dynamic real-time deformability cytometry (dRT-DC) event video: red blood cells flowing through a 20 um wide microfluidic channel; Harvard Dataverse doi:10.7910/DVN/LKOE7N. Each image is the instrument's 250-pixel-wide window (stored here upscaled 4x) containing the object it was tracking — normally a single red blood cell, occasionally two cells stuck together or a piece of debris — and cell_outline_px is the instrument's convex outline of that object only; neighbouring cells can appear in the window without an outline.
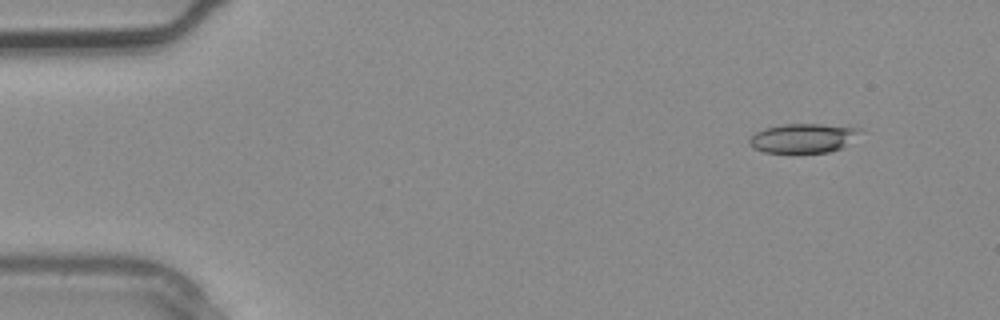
{"species": "common noctule bat (a hibernating species)", "species_latin": "Nyctalus noctula", "temperature_condition": "warm", "stored_images_in_passage": 4, "segment_of_instrument_passage": [1, 2], "camera_frame_rate_fps": 3000, "um_per_image_px": 0.085, "animal": {"sex": "male", "body_mass_g": 20.4}, "frame": {"image": 1, "passage_image": 1, "time_ms": 0.0, "image_size_px": [1000, 320], "cell_outline_px": [[860, 132], [844, 148], [828, 152], [764, 152], [752, 148], [748, 140], [756, 132], [764, 128], [784, 124], [820, 124], [860, 128]], "centroid_in_image_um": [68.25, 11.74], "position_along_channel_um": 16.7, "area_um2": 18.73}}
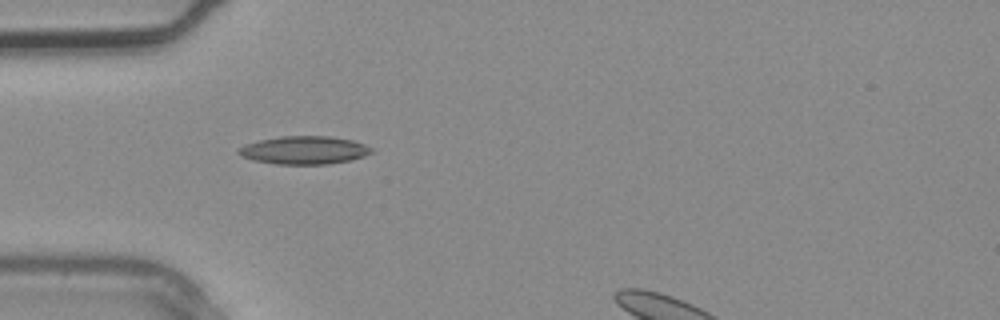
{"frame": {"image": 2, "passage_image": 3, "time_ms": 0.667, "image_size_px": [1000, 320], "cell_outline_px": [[376, 152], [352, 160], [328, 164], [276, 164], [252, 160], [240, 156], [236, 152], [236, 148], [244, 144], [260, 140], [280, 136], [328, 136], [352, 140], [376, 148]], "centroid_in_image_um": [25.86, 12.76], "position_along_channel_um": 59.1, "area_um2": 22.14}}